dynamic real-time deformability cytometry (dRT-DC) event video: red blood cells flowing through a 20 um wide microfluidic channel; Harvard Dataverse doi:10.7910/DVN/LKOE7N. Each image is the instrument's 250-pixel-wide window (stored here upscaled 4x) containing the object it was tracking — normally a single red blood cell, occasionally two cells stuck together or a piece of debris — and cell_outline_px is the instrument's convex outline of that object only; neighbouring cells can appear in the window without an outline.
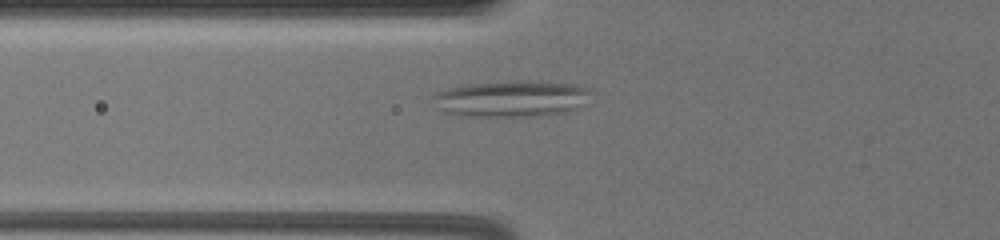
{"species": "common noctule bat (a hibernating species)", "species_latin": "Nyctalus noctula", "temperature_condition": "warm", "stored_images_in_passage": 42, "segment_of_instrument_passage": [1, 2], "camera_frame_rate_fps": 3000, "um_per_image_px": 0.085, "animal": {"sex": "female", "body_mass_g": 19.5, "forearm_length_mm": 54.1}, "frame": {"image": 1, "passage_image": 5, "time_ms": 1.333, "image_size_px": [1000, 240], "cell_outline_px": [[596, 92], [580, 104], [564, 112], [540, 116], [460, 116], [448, 112], [436, 96], [440, 92], [452, 88], [468, 84], [520, 80], [548, 80], [576, 84], [588, 88]], "centroid_in_image_um": [43.67, 8.35], "position_along_channel_um": 82.1, "area_um2": 32.83}}
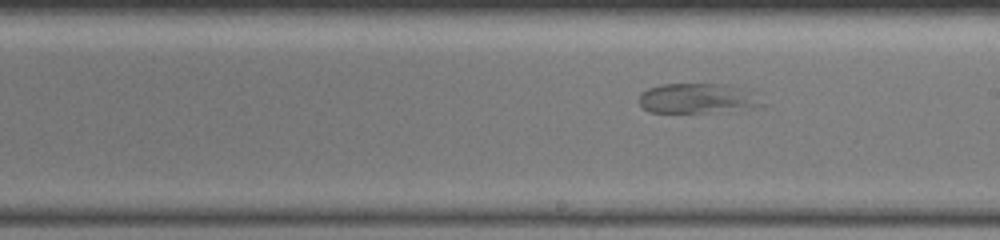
{"frame": {"image": 2, "passage_image": 18, "time_ms": 5.667, "image_size_px": [1000, 240], "cell_outline_px": [[764, 104], [704, 112], [648, 112], [636, 100], [640, 92], [648, 88], [660, 84], [724, 84], [752, 88]], "centroid_in_image_um": [59.2, 8.32], "position_along_channel_um": 229.8, "area_um2": 21.33}}
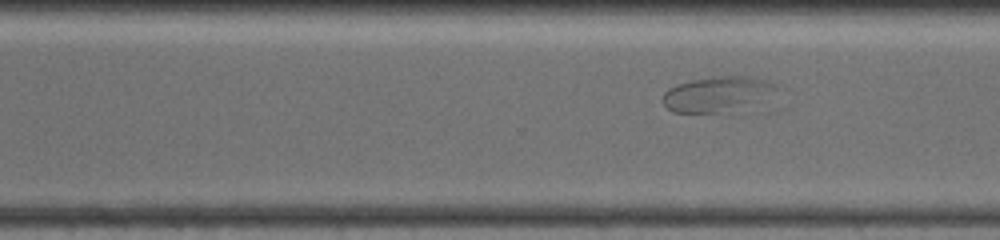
{"frame": {"image": 3, "passage_image": 25, "time_ms": 8.0, "image_size_px": [1000, 240], "cell_outline_px": [[788, 88], [716, 112], [672, 112], [664, 104], [664, 92], [668, 88], [676, 84], [692, 80], [720, 76], [748, 76], [768, 80]], "centroid_in_image_um": [60.94, 7.93], "position_along_channel_um": 309.7, "area_um2": 22.25}}